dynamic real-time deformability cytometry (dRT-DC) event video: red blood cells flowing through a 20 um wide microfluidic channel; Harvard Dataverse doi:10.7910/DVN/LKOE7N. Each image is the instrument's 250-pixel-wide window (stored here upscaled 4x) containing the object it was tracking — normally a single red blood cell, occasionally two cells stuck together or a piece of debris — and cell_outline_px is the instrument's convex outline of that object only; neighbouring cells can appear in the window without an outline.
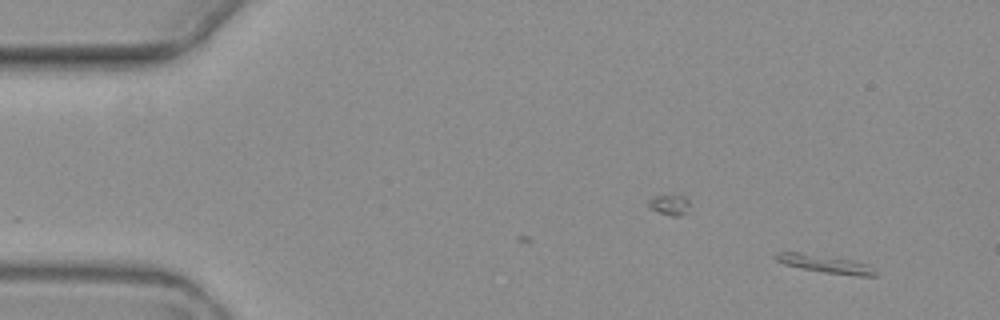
{"species": "common noctule bat (a hibernating species)", "species_latin": "Nyctalus noctula", "temperature_condition": "warm", "stored_images_in_passage": 3, "camera_frame_rate_fps": 3000, "um_per_image_px": 0.085, "animal": {"sex": "female", "body_mass_g": 19.3, "forearm_length_mm": 54.1}, "frame": {"image": 1, "passage_image": 3, "time_ms": 3.333, "image_size_px": [1000, 320], "cell_outline_px": [[880, 272], [876, 276], [856, 276], [824, 272], [784, 264], [776, 260], [772, 256], [776, 252], [800, 252], [852, 260], [868, 264]], "centroid_in_image_um": [70.2, 22.43], "position_along_channel_um": 14.8, "area_um2": 10.46}}